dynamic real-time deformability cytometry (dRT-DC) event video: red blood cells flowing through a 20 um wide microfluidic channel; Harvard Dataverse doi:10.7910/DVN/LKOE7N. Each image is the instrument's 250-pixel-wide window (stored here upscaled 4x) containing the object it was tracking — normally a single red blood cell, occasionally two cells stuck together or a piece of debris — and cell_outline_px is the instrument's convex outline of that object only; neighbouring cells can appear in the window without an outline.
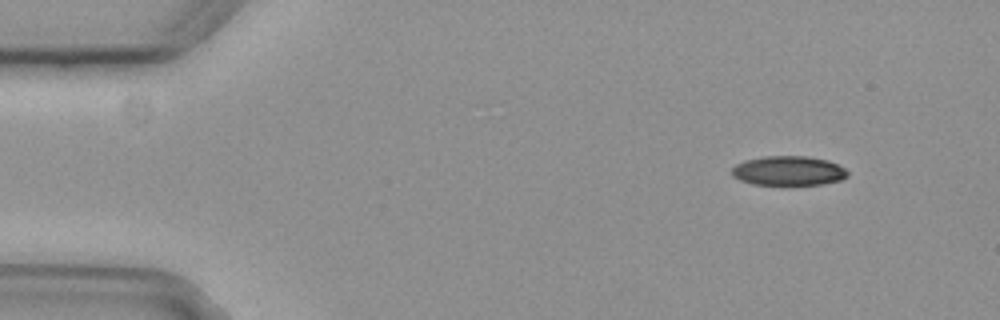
{"species": "common noctule bat (a hibernating species)", "species_latin": "Nyctalus noctula", "temperature_condition": "cold", "stored_images_in_passage": 7, "camera_frame_rate_fps": 3000, "um_per_image_px": 0.085, "animal": {"sex": "female", "body_mass_g": 29.2, "forearm_length_mm": 56.3}, "frame": {"image": 1, "passage_image": 2, "time_ms": 0.333, "image_size_px": [1000, 320], "cell_outline_px": [[848, 176], [844, 180], [824, 184], [752, 184], [740, 180], [732, 176], [732, 168], [736, 164], [744, 160], [764, 156], [808, 156], [828, 160], [844, 168], [848, 172]], "centroid_in_image_um": [67.03, 14.51], "position_along_channel_um": 18.0, "area_um2": 19.94}}